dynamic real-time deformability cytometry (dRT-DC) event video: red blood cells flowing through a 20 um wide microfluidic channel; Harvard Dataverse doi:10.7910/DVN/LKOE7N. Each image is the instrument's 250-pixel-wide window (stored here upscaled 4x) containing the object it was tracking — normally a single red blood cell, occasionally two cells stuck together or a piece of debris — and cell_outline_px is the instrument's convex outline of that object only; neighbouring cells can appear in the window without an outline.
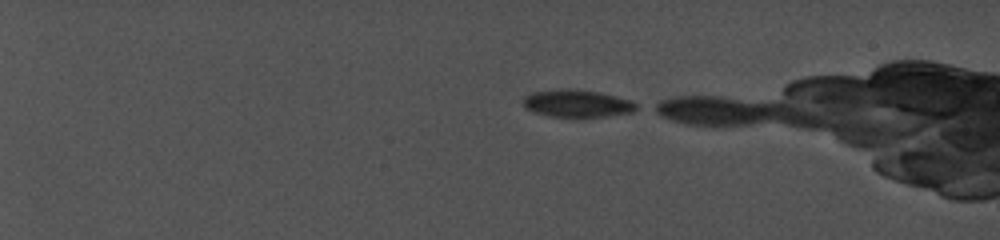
{"species": "common noctule bat (a hibernating species)", "species_latin": "Nyctalus noctula", "temperature_condition": "cold", "stored_images_in_passage": 22, "camera_frame_rate_fps": 5000, "um_per_image_px": 0.085, "animal": {"sex": "female", "body_mass_g": 19.0, "forearm_length_mm": 56.7}, "frame": {"image": 1, "passage_image": 1, "time_ms": 0.0, "image_size_px": [1000, 240], "cell_outline_px": [[640, 108], [632, 112], [604, 116], [552, 116], [536, 112], [524, 108], [524, 96], [532, 92], [564, 88], [568, 88], [596, 92], [628, 100], [636, 104]], "centroid_in_image_um": [49.02, 8.78], "position_along_channel_um": 36.0, "area_um2": 17.57}}